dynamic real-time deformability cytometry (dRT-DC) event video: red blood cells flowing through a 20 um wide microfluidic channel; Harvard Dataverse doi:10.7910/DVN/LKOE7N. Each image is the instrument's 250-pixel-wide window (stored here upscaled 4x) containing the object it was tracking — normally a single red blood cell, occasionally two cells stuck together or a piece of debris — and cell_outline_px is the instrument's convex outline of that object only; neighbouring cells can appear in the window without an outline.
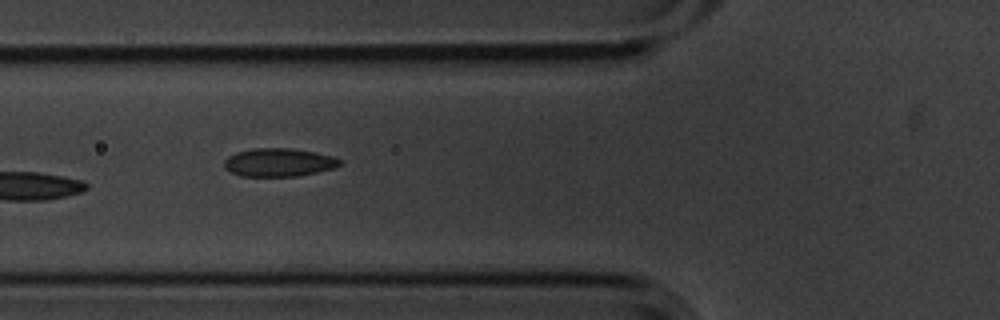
{"species": "common noctule bat (a hibernating species)", "species_latin": "Nyctalus noctula", "temperature_condition": "cold", "stored_images_in_passage": 9, "camera_frame_rate_fps": 3000, "um_per_image_px": 0.085, "animal": {"sex": "male", "body_mass_g": 20.1, "forearm_length_mm": 53.5}, "frame": {"image": 1, "passage_image": 6, "time_ms": 1.667, "image_size_px": [1000, 320], "cell_outline_px": [[340, 164], [332, 168], [300, 176], [240, 176], [224, 168], [224, 160], [228, 156], [236, 152], [252, 148], [292, 148], [332, 156], [340, 160]], "centroid_in_image_um": [23.64, 13.8], "position_along_channel_um": 102.2, "area_um2": 18.9}}
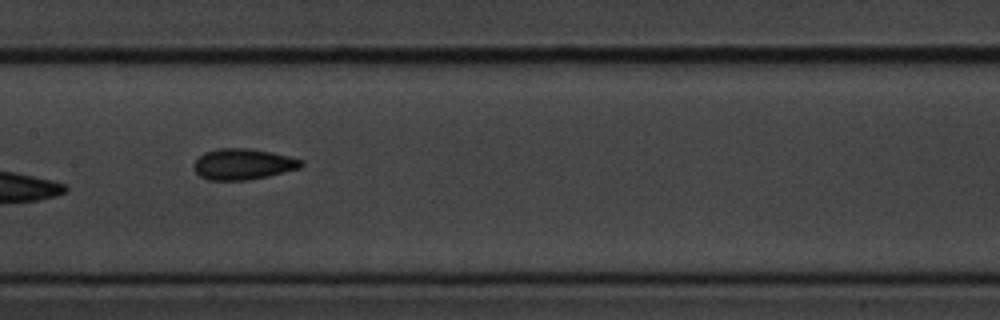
{"frame": {"image": 2, "passage_image": 8, "time_ms": 2.333, "image_size_px": [1000, 320], "cell_outline_px": [[304, 164], [300, 168], [268, 176], [248, 180], [208, 180], [200, 176], [196, 172], [192, 164], [204, 152], [216, 148], [248, 148], [272, 152], [304, 160]], "centroid_in_image_um": [20.65, 13.95], "position_along_channel_um": 186.7, "area_um2": 19.48}}